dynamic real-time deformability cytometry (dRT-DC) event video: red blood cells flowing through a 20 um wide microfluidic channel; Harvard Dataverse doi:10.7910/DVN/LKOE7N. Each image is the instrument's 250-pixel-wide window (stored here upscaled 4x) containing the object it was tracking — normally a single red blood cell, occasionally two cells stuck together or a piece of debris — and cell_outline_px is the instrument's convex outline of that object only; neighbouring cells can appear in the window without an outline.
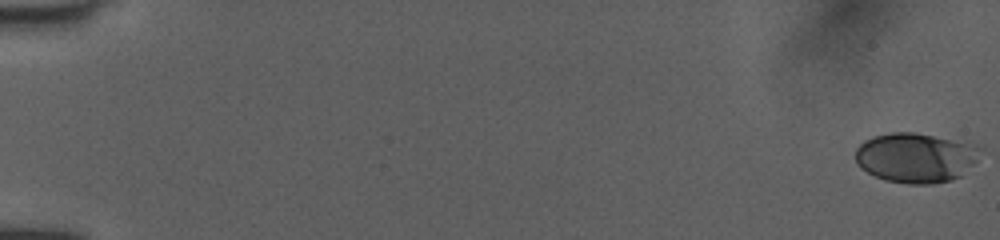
{"species": "human", "species_latin": "Homo sapiens", "temperature_condition": "room temperature", "stored_images_in_passage": 53, "camera_frame_rate_fps": 3000, "um_per_image_px": 0.085, "donor": {"sex": "female"}, "frame": {"image": 1, "passage_image": 1, "time_ms": 0.0, "image_size_px": [1000, 240], "cell_outline_px": [[984, 148], [976, 160], [960, 176], [952, 180], [932, 184], [908, 184], [884, 180], [860, 168], [856, 164], [856, 148], [864, 140], [872, 136], [888, 132], [912, 132], [932, 136]], "centroid_in_image_um": [77.77, 13.41], "position_along_channel_um": 7.2, "area_um2": 35.95}}
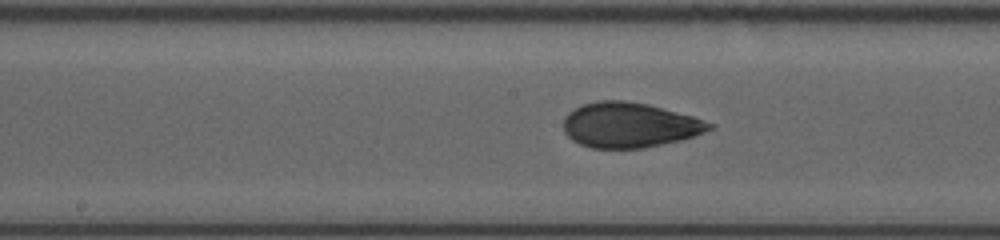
{"frame": {"image": 2, "passage_image": 29, "time_ms": 9.333, "image_size_px": [1000, 240], "cell_outline_px": [[716, 124], [712, 128], [704, 132], [680, 140], [644, 148], [592, 148], [580, 144], [572, 140], [564, 132], [564, 120], [568, 112], [584, 104], [596, 100], [624, 100], [648, 104], [692, 116]], "centroid_in_image_um": [53.5, 10.62], "position_along_channel_um": 194.7, "area_um2": 38.15}}
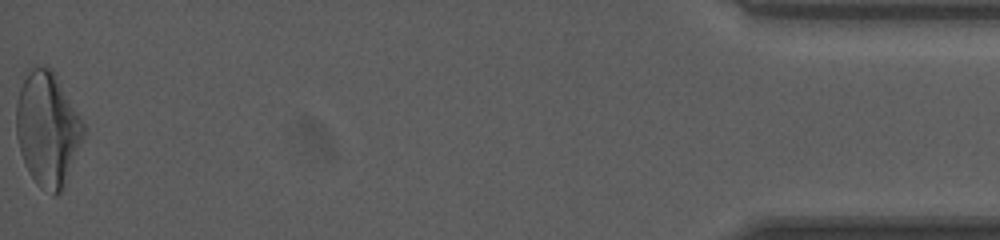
{"frame": {"image": 3, "passage_image": 53, "time_ms": 17.333, "image_size_px": [1000, 240], "cell_outline_px": [[88, 128], [64, 184], [60, 192], [56, 196], [52, 196], [40, 188], [36, 184], [28, 172], [20, 152], [16, 136], [16, 100], [20, 88], [24, 80], [32, 68], [36, 64], [52, 68]], "centroid_in_image_um": [4.05, 10.97], "position_along_channel_um": 431.1, "area_um2": 45.14}, "authors_computed_cell_mechanics": {"area_um2": 37.7434, "velocity_mm_per_s": 4.0408, "shape_relaxation_time_tau1_ms": 6.2842, "shape_relaxation_time_tau2_ms": 1.3544, "deformation_change_tau1": 0.1948, "deformation_change_tau2": 0.0654}}